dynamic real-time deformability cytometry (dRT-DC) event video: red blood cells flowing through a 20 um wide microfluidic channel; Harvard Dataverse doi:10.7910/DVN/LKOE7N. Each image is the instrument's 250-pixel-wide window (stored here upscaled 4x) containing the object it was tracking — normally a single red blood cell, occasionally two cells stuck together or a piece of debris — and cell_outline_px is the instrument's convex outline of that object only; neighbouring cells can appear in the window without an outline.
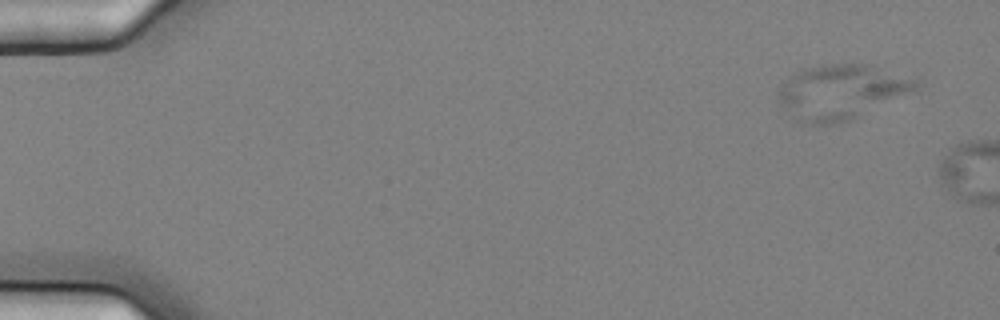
{"species": "common noctule bat (a hibernating species)", "species_latin": "Nyctalus noctula", "temperature_condition": "cold", "stored_images_in_passage": 6, "camera_frame_rate_fps": 3000, "um_per_image_px": 0.085, "animal": {"sex": "female", "body_mass_g": 25.1}, "frame": {"image": 1, "passage_image": 3, "time_ms": 0.667, "image_size_px": [1000, 320], "cell_outline_px": [[920, 88], [848, 120], [828, 124], [804, 124], [796, 120], [780, 104], [780, 92], [792, 76], [796, 72], [804, 68], [824, 64], [868, 64], [920, 80]], "centroid_in_image_um": [71.54, 7.8], "position_along_channel_um": 13.5, "area_um2": 42.83}}